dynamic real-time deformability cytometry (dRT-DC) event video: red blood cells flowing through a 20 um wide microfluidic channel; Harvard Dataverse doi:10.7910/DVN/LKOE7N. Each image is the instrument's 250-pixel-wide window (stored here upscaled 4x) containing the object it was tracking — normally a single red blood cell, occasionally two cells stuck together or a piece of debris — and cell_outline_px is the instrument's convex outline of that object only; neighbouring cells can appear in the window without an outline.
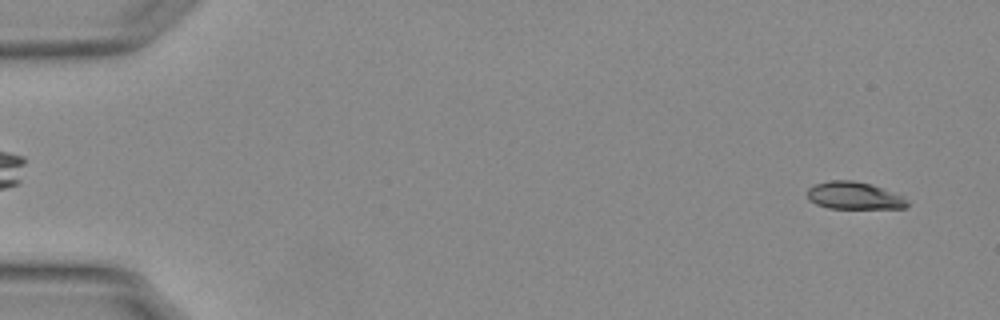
{"species": "Egyptian fruit bat (a non-hibernating species)", "species_latin": "Rousettus aegyptiacus", "temperature_condition": "warm", "stored_images_in_passage": 17, "camera_frame_rate_fps": 3000, "um_per_image_px": 0.085, "animal": {"sex": "female"}, "frame": {"image": 1, "passage_image": 3, "time_ms": 0.667, "image_size_px": [1000, 320], "cell_outline_px": [[908, 204], [904, 208], [828, 208], [816, 204], [808, 200], [808, 188], [812, 184], [832, 180], [852, 180], [872, 184], [884, 188], [904, 196]], "centroid_in_image_um": [72.58, 16.62], "position_along_channel_um": 12.4, "area_um2": 16.07}}
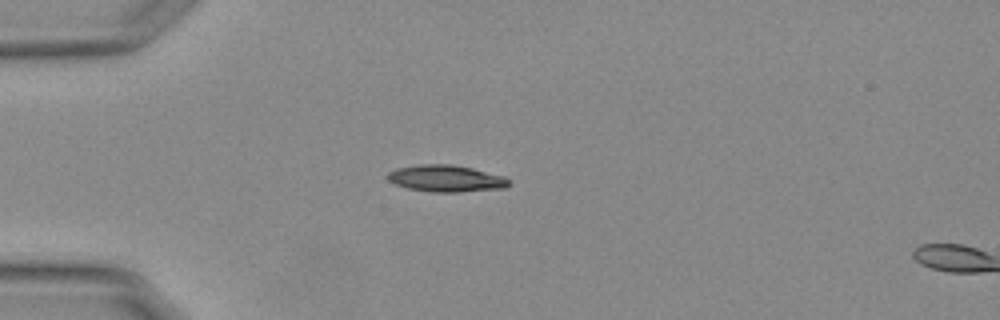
{"frame": {"image": 2, "passage_image": 15, "time_ms": 4.667, "image_size_px": [1000, 320], "cell_outline_px": [[512, 184], [504, 188], [460, 192], [432, 192], [408, 188], [396, 184], [388, 180], [388, 172], [396, 168], [420, 164], [452, 164], [472, 168], [504, 176], [512, 180]], "centroid_in_image_um": [37.96, 15.17], "position_along_channel_um": 47.0, "area_um2": 19.02}}